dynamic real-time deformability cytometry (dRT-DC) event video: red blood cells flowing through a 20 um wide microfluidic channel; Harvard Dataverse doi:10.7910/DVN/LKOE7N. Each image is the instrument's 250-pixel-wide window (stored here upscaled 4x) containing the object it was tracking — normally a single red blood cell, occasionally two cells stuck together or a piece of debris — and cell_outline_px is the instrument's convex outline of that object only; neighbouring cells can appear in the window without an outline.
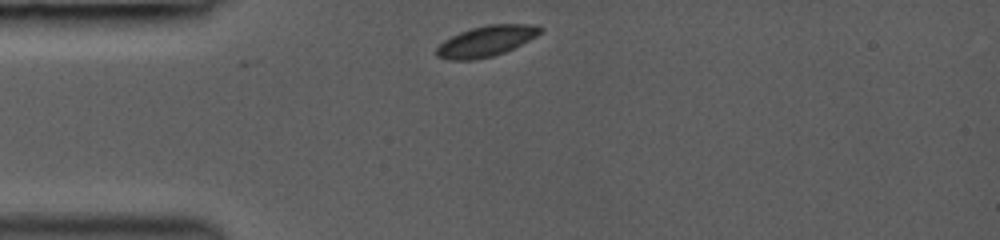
{"species": "common noctule bat (a hibernating species)", "species_latin": "Nyctalus noctula", "temperature_condition": "room temperature", "stored_images_in_passage": 21, "camera_frame_rate_fps": 3000, "um_per_image_px": 0.085, "animal": {"sex": "female", "body_mass_g": 19.0, "forearm_length_mm": 53.3}, "frame": {"image": 1, "passage_image": 1, "time_ms": 0.0, "image_size_px": [1000, 240], "cell_outline_px": [[544, 28], [536, 36], [504, 52], [492, 56], [472, 60], [448, 60], [436, 56], [436, 48], [444, 40], [460, 32], [472, 28], [488, 24], [536, 24]], "centroid_in_image_um": [41.3, 3.49], "position_along_channel_um": 43.7, "area_um2": 18.38}}
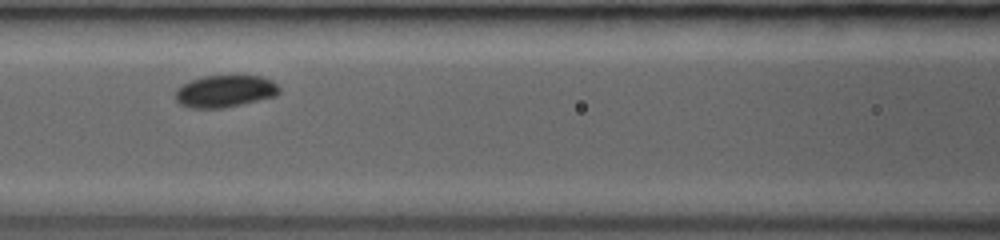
{"frame": {"image": 2, "passage_image": 9, "time_ms": 3.0, "image_size_px": [1000, 240], "cell_outline_px": [[280, 92], [276, 96], [224, 108], [192, 108], [180, 104], [176, 100], [176, 88], [180, 84], [204, 76], [260, 76], [272, 80], [280, 88]], "centroid_in_image_um": [19.12, 7.75], "position_along_channel_um": 147.5, "area_um2": 19.42}}
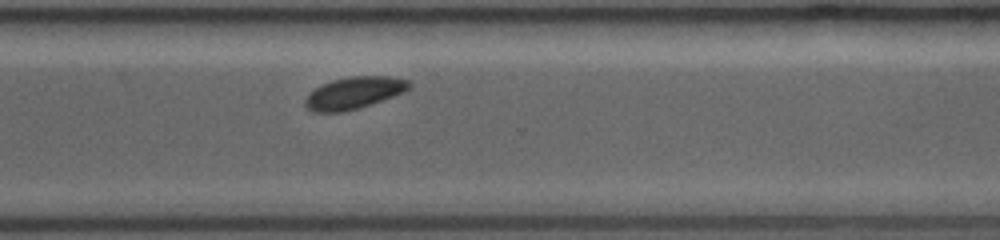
{"frame": {"image": 3, "passage_image": 21, "time_ms": 7.667, "image_size_px": [1000, 240], "cell_outline_px": [[412, 88], [404, 92], [372, 104], [344, 112], [312, 112], [304, 104], [304, 100], [308, 92], [320, 84], [332, 80], [352, 76], [388, 76], [408, 80], [412, 84]], "centroid_in_image_um": [30.07, 7.89], "position_along_channel_um": 340.5, "area_um2": 19.65}}